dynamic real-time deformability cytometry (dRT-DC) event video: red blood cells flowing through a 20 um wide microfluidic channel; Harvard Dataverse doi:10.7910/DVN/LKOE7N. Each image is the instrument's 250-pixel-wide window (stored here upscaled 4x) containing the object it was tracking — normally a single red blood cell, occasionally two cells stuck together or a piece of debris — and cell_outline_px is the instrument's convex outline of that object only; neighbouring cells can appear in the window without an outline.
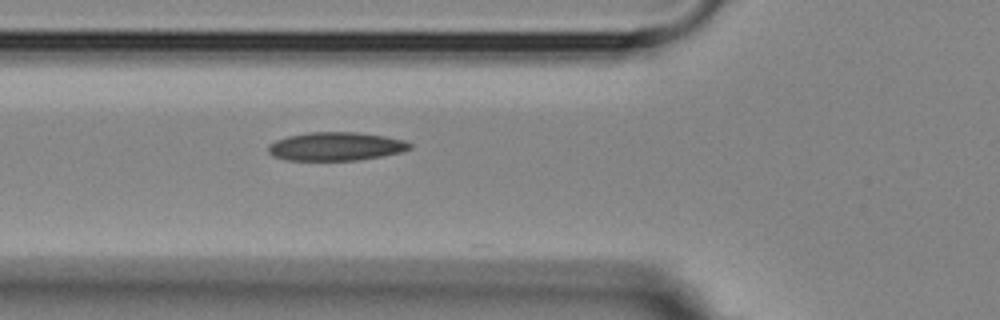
{"species": "Egyptian fruit bat (a non-hibernating species)", "species_latin": "Rousettus aegyptiacus", "temperature_condition": "room temperature", "stored_images_in_passage": 2, "camera_frame_rate_fps": 3000, "um_per_image_px": 0.085, "animal": {"sex": "female"}, "frame": {"image": 1, "passage_image": 2, "time_ms": 1.333, "image_size_px": [1000, 320], "cell_outline_px": [[412, 148], [400, 152], [360, 160], [288, 160], [272, 156], [268, 152], [268, 144], [276, 140], [288, 136], [308, 132], [356, 132], [384, 136], [404, 140], [412, 144]], "centroid_in_image_um": [28.53, 12.44], "position_along_channel_um": 97.3, "area_um2": 23.47}}